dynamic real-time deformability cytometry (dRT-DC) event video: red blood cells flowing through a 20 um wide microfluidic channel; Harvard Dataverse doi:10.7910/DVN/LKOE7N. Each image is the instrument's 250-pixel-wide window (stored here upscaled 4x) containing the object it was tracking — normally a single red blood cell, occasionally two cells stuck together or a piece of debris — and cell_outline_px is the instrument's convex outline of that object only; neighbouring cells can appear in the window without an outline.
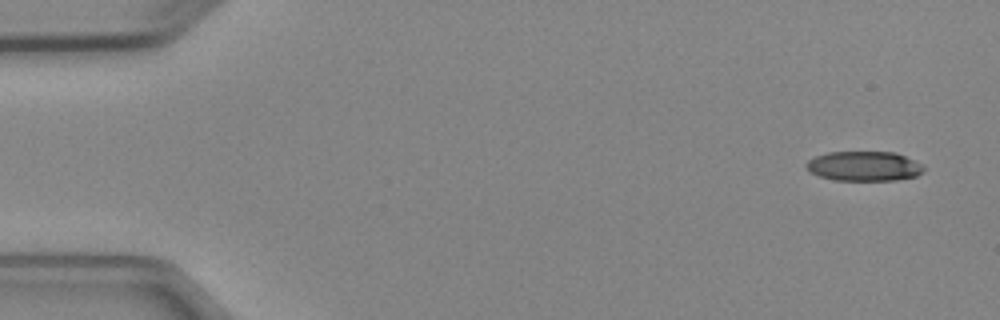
{"species": "Egyptian fruit bat (a non-hibernating species)", "species_latin": "Rousettus aegyptiacus", "temperature_condition": "cold", "stored_images_in_passage": 5, "camera_frame_rate_fps": 3000, "um_per_image_px": 0.085, "animal": {"sex": "female"}, "frame": {"image": 1, "passage_image": 1, "time_ms": 0.0, "image_size_px": [1000, 320], "cell_outline_px": [[924, 172], [916, 176], [896, 180], [832, 180], [808, 172], [804, 164], [808, 160], [816, 156], [828, 152], [896, 152], [920, 164], [924, 168]], "centroid_in_image_um": [73.4, 14.13], "position_along_channel_um": 11.6, "area_um2": 20.35}}
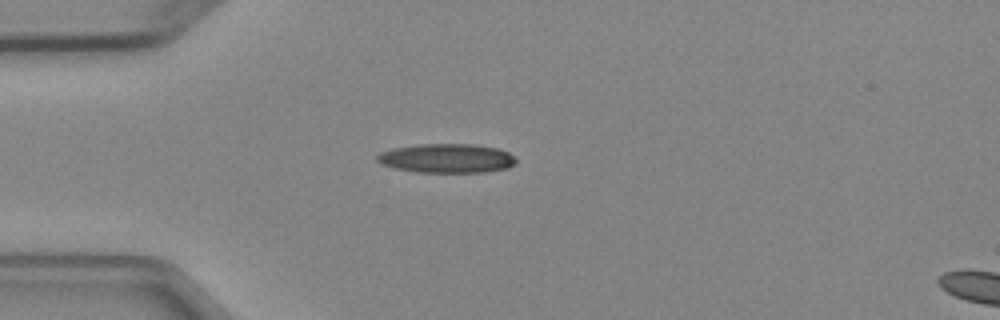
{"frame": {"image": 2, "passage_image": 4, "time_ms": 3.667, "image_size_px": [1000, 320], "cell_outline_px": [[516, 164], [508, 168], [484, 172], [416, 172], [396, 168], [380, 164], [376, 160], [376, 156], [380, 152], [392, 148], [416, 144], [476, 144], [496, 148], [508, 152], [516, 156]], "centroid_in_image_um": [37.97, 13.45], "position_along_channel_um": 47.0, "area_um2": 23.81}}